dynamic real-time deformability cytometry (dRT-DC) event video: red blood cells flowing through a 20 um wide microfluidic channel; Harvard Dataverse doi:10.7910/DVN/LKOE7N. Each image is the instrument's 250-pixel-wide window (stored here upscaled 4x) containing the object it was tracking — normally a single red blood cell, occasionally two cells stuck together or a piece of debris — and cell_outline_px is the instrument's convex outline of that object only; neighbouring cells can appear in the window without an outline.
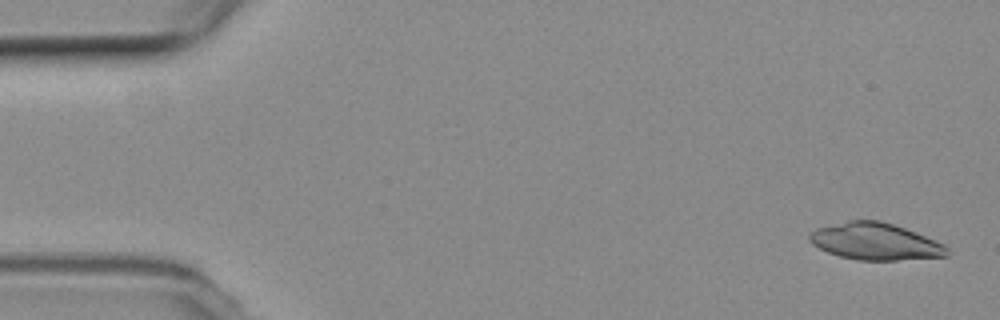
{"species": "common noctule bat (a hibernating species)", "species_latin": "Nyctalus noctula", "temperature_condition": "room temperature", "stored_images_in_passage": 54, "camera_frame_rate_fps": 3000, "um_per_image_px": 0.085, "animal": {"sex": "female", "body_mass_g": 19.3, "forearm_length_mm": 54.1}, "frame": {"image": 1, "passage_image": 1, "time_ms": 0.0, "image_size_px": [1000, 320], "cell_outline_px": [[948, 256], [896, 260], [856, 260], [840, 256], [828, 252], [812, 244], [808, 240], [808, 232], [816, 228], [848, 220], [880, 220], [904, 228], [936, 240], [944, 244], [948, 248]], "centroid_in_image_um": [74.37, 20.52], "position_along_channel_um": 10.6, "area_um2": 29.59}}
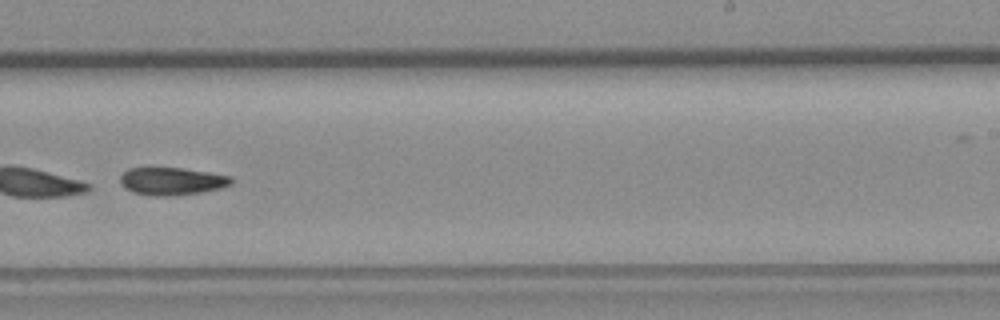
{"frame": {"image": 2, "passage_image": 33, "time_ms": 10.667, "image_size_px": [1000, 320], "cell_outline_px": [[232, 184], [220, 188], [200, 192], [168, 196], [156, 196], [132, 192], [124, 188], [120, 184], [120, 176], [128, 168], [184, 168], [208, 172], [228, 176], [232, 180]], "centroid_in_image_um": [14.56, 15.4], "position_along_channel_um": 274.4, "area_um2": 17.74}}